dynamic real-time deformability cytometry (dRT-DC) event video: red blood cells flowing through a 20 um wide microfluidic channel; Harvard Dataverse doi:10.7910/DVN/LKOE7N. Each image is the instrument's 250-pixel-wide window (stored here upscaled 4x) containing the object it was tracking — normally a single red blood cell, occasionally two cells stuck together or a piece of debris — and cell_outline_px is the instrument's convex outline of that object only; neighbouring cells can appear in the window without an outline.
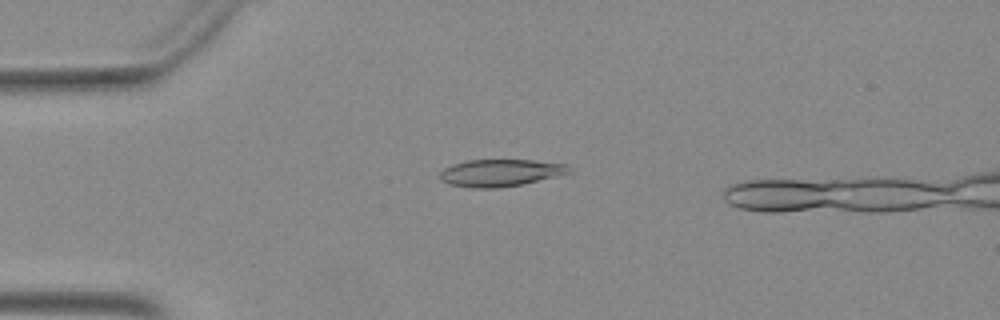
{"species": "Egyptian fruit bat (a non-hibernating species)", "species_latin": "Rousettus aegyptiacus", "temperature_condition": "warm", "stored_images_in_passage": 44, "camera_frame_rate_fps": 3000, "um_per_image_px": 0.085, "animal": {"sex": "female"}, "frame": {"image": 1, "passage_image": 11, "time_ms": 3.333, "image_size_px": [1000, 320], "cell_outline_px": [[572, 172], [556, 176], [520, 184], [500, 188], [472, 188], [448, 184], [440, 180], [440, 172], [444, 168], [452, 164], [468, 160], [532, 160], [564, 164]], "centroid_in_image_um": [42.46, 14.69], "position_along_channel_um": 42.5, "area_um2": 20.23}}
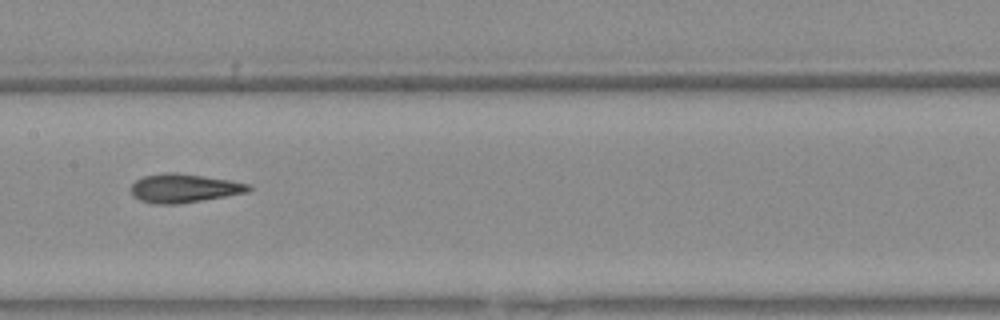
{"frame": {"image": 2, "passage_image": 24, "time_ms": 7.667, "image_size_px": [1000, 320], "cell_outline_px": [[252, 188], [248, 192], [180, 204], [152, 204], [140, 200], [132, 196], [132, 184], [136, 180], [144, 176], [164, 172], [176, 172], [228, 180], [252, 184]], "centroid_in_image_um": [15.63, 16.0], "position_along_channel_um": 191.8, "area_um2": 19.71}}
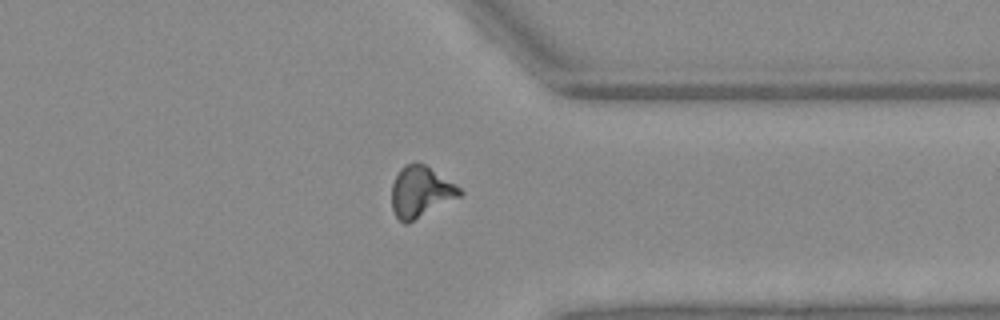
{"frame": {"image": 3, "passage_image": 38, "time_ms": 12.333, "image_size_px": [1000, 320], "cell_outline_px": [[464, 192], [460, 196], [408, 224], [404, 224], [396, 216], [392, 208], [392, 184], [400, 168], [404, 164], [416, 160], [424, 164], [456, 184]], "centroid_in_image_um": [35.74, 16.29], "position_along_channel_um": 375.7, "area_um2": 20.35}}